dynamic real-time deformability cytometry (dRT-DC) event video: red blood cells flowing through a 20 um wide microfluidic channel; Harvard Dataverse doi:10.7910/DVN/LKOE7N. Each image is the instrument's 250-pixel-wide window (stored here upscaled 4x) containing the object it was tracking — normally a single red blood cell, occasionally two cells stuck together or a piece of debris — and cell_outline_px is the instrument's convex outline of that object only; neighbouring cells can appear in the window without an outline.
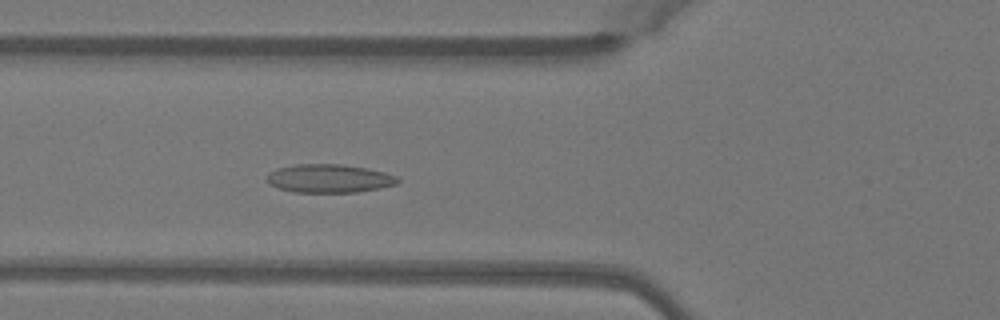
{"species": "Egyptian fruit bat (a non-hibernating species)", "species_latin": "Rousettus aegyptiacus", "temperature_condition": "warm", "stored_images_in_passage": 43, "camera_frame_rate_fps": 3000, "um_per_image_px": 0.085, "animal": {"sex": "female"}, "frame": {"image": 1, "passage_image": 18, "time_ms": 5.667, "image_size_px": [1000, 320], "cell_outline_px": [[400, 180], [396, 184], [380, 188], [356, 192], [292, 192], [268, 184], [264, 180], [276, 168], [296, 164], [340, 164], [368, 168], [384, 172], [396, 176]], "centroid_in_image_um": [27.97, 15.17], "position_along_channel_um": 97.8, "area_um2": 21.68}}
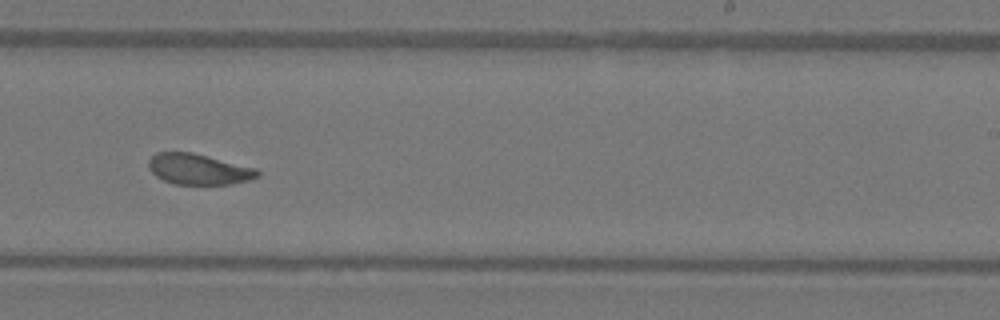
{"frame": {"image": 2, "passage_image": 31, "time_ms": 10.0, "image_size_px": [1000, 320], "cell_outline_px": [[260, 176], [248, 180], [232, 184], [176, 184], [164, 180], [156, 176], [148, 168], [148, 160], [156, 152], [192, 152], [256, 168], [260, 172]], "centroid_in_image_um": [16.88, 14.38], "position_along_channel_um": 272.1, "area_um2": 19.48}}
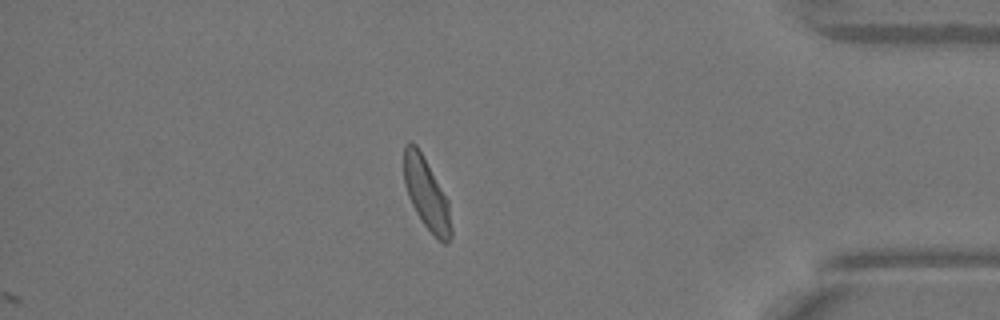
{"frame": {"image": 3, "passage_image": 43, "time_ms": 14.0, "image_size_px": [1000, 320], "cell_outline_px": [[452, 236], [448, 244], [444, 244], [424, 224], [416, 212], [408, 196], [404, 184], [404, 144], [408, 140], [412, 140], [416, 144], [448, 200], [452, 228]], "centroid_in_image_um": [36.24, 16.46], "position_along_channel_um": 399.0, "area_um2": 19.48}, "authors_computed_cell_mechanics": {"area_um2": 20.6924, "velocity_mm_per_s": 4.02, "shape_relaxation_time_tau1_ms": 3.8772, "shape_relaxation_time_tau2_ms": 1.3718, "deformation_change_tau1": 0.1156, "deformation_change_tau2": 0.0553}}